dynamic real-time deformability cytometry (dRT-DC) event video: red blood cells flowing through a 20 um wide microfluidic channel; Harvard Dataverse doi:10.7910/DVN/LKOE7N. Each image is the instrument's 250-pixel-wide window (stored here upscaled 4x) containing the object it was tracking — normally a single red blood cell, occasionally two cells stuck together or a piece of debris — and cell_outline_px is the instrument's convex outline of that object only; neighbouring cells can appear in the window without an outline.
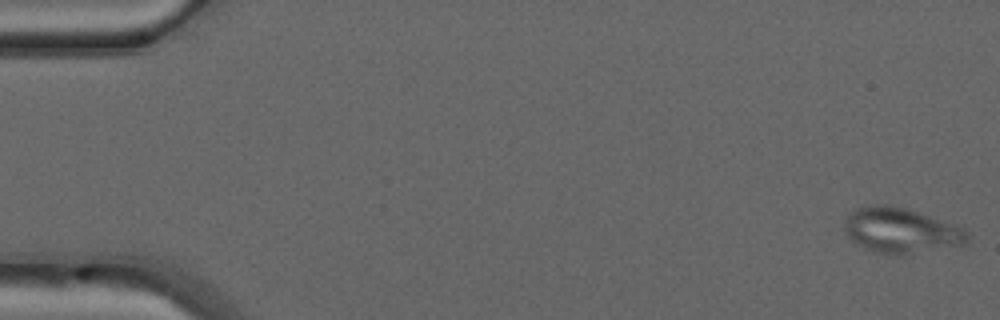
{"species": "common noctule bat (a hibernating species)", "species_latin": "Nyctalus noctula", "temperature_condition": "warm", "stored_images_in_passage": 14, "camera_frame_rate_fps": 3000, "um_per_image_px": 0.085, "animal": {"sex": "male", "forearm_length_mm": 52.5}, "frame": {"image": 1, "passage_image": 1, "time_ms": 0.0, "image_size_px": [1000, 320], "cell_outline_px": [[968, 240], [964, 244], [904, 256], [900, 256], [872, 252], [856, 244], [844, 232], [844, 224], [848, 216], [856, 208], [880, 204], [884, 204], [904, 208], [964, 228], [968, 232]], "centroid_in_image_um": [76.56, 19.63], "position_along_channel_um": 8.4, "area_um2": 32.31}}